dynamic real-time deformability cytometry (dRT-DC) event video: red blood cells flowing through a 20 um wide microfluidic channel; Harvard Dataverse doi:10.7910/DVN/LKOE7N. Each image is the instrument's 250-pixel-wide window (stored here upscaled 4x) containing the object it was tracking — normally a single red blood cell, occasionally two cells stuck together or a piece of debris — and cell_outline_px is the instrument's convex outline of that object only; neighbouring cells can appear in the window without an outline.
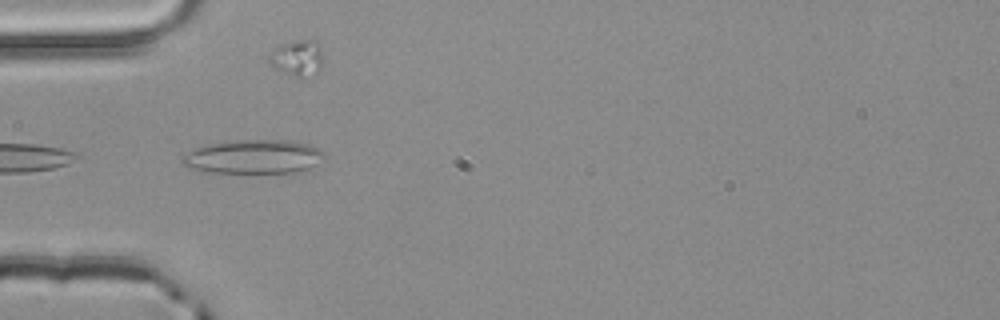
{"species": "common noctule bat (a hibernating species)", "species_latin": "Nyctalus noctula", "temperature_condition": "room temperature", "stored_images_in_passage": 5, "segment_of_instrument_passage": [2, 2], "camera_frame_rate_fps": 3000, "um_per_image_px": 0.085, "animal": {"sex": "male", "body_mass_g": 20.4}, "frame": {"image": 1, "passage_image": 4, "time_ms": 1.0, "image_size_px": [1000, 320], "cell_outline_px": [[324, 156], [308, 168], [292, 172], [212, 172], [188, 168], [180, 164], [180, 156], [184, 152], [208, 144], [236, 140], [292, 140], [312, 144], [320, 148], [324, 152]], "centroid_in_image_um": [21.48, 13.3], "position_along_channel_um": 63.5, "area_um2": 28.09}}